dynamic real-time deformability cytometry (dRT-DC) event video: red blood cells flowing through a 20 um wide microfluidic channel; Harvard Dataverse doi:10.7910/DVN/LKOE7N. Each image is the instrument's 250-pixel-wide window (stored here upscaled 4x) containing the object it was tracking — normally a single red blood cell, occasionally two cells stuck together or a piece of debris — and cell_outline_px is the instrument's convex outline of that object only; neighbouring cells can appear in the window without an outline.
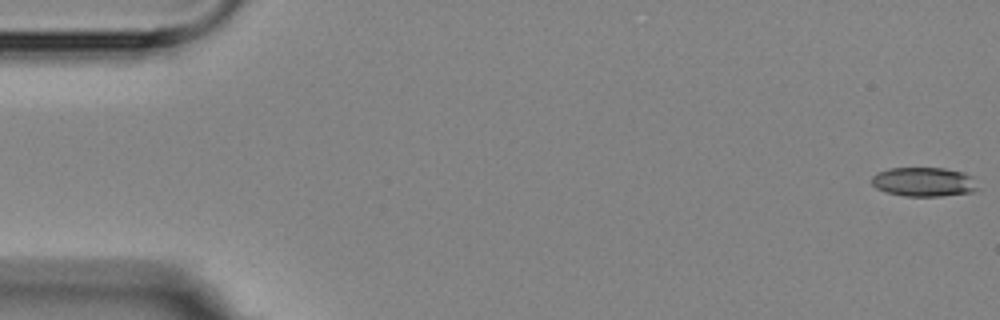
{"species": "Egyptian fruit bat (a non-hibernating species)", "species_latin": "Rousettus aegyptiacus", "temperature_condition": "room temperature", "stored_images_in_passage": 17, "camera_frame_rate_fps": 3000, "um_per_image_px": 0.085, "animal": {"sex": "female"}, "frame": {"image": 1, "passage_image": 1, "time_ms": 0.0, "image_size_px": [1000, 320], "cell_outline_px": [[980, 188], [972, 192], [940, 196], [904, 196], [888, 192], [876, 188], [872, 184], [872, 176], [876, 172], [888, 168], [944, 168], [964, 172], [972, 176]], "centroid_in_image_um": [78.54, 15.45], "position_along_channel_um": 6.5, "area_um2": 18.21}}
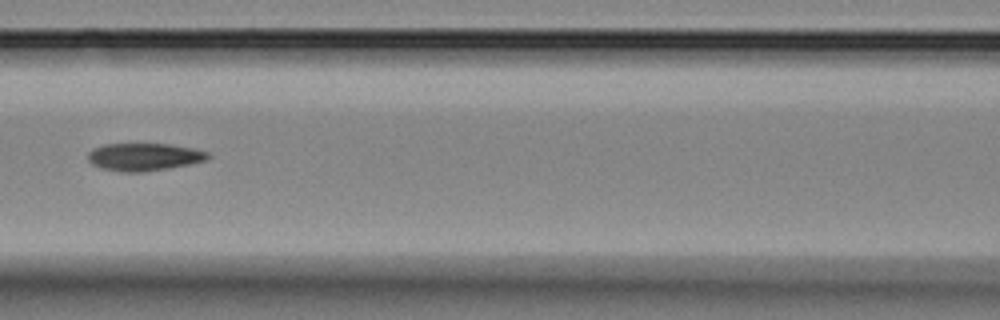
{"frame": {"image": 2, "passage_image": 8, "time_ms": 8.0, "image_size_px": [1000, 320], "cell_outline_px": [[212, 156], [208, 160], [192, 164], [144, 172], [120, 172], [100, 168], [92, 164], [88, 160], [88, 152], [92, 148], [104, 144], [168, 144], [192, 148], [208, 152]], "centroid_in_image_um": [12.25, 13.34], "position_along_channel_um": 154.3, "area_um2": 19.54}}
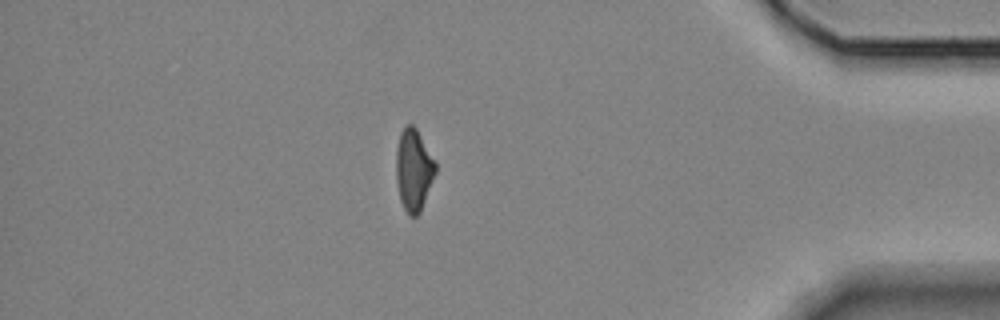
{"frame": {"image": 3, "passage_image": 15, "time_ms": 16.0, "image_size_px": [1000, 320], "cell_outline_px": [[436, 172], [420, 212], [416, 216], [408, 216], [400, 200], [396, 180], [396, 148], [400, 132], [404, 124], [412, 124], [416, 128], [436, 160]], "centroid_in_image_um": [35.15, 14.41], "position_along_channel_um": 400.0, "area_um2": 19.02}, "authors_computed_cell_mechanics": {"area_um2": 19.074, "velocity_mm_per_s": 3.5546, "shape_relaxation_time_tau1_ms": null, "shape_relaxation_time_tau2_ms": 4.0545, "deformation_change_tau1": null, "deformation_change_tau2": 0.1162}}